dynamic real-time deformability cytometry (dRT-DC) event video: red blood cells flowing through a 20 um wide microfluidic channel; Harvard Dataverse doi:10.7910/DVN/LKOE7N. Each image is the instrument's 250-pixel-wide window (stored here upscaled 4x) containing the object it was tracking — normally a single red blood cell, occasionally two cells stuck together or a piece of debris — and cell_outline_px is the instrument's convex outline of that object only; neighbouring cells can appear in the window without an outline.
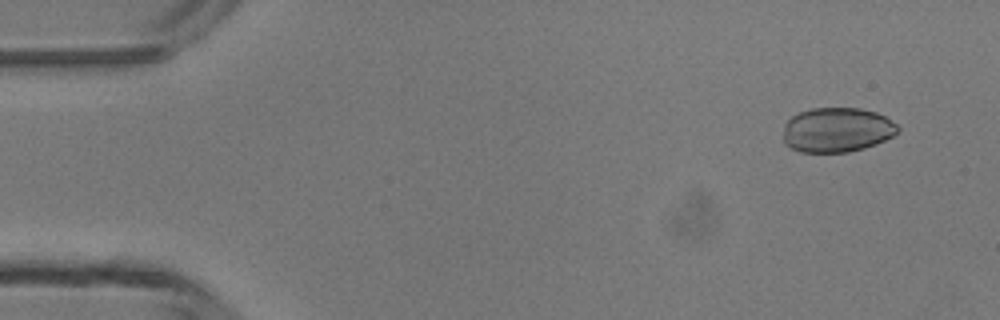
{"species": "common noctule bat (a hibernating species)", "species_latin": "Nyctalus noctula", "temperature_condition": "room temperature", "stored_images_in_passage": 4, "camera_frame_rate_fps": 3000, "um_per_image_px": 0.085, "animal": {"sex": "male", "body_mass_g": 13.3}, "frame": {"image": 1, "passage_image": 1, "time_ms": 0.0, "image_size_px": [1000, 320], "cell_outline_px": [[900, 132], [876, 144], [864, 148], [848, 152], [800, 152], [784, 144], [784, 124], [792, 116], [800, 112], [812, 108], [860, 108], [876, 112], [884, 116], [896, 124], [900, 128]], "centroid_in_image_um": [71.14, 11.04], "position_along_channel_um": 13.9, "area_um2": 29.88}}